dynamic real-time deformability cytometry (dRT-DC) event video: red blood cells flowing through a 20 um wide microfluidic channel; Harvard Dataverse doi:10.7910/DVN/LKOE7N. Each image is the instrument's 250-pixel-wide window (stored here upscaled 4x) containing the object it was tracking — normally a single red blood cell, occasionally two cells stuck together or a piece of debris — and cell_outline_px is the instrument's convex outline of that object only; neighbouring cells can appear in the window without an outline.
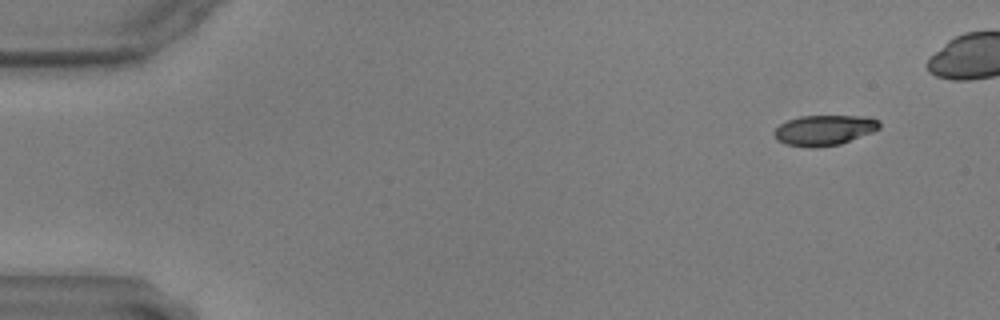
{"species": "common noctule bat (a hibernating species)", "species_latin": "Nyctalus noctula", "temperature_condition": "warm", "stored_images_in_passage": 53, "camera_frame_rate_fps": 3000, "um_per_image_px": 0.085, "animal": {"sex": "male", "body_mass_g": 17.9, "forearm_length_mm": 54.2}, "frame": {"image": 1, "passage_image": 5, "time_ms": 1.333, "image_size_px": [1000, 320], "cell_outline_px": [[880, 128], [872, 132], [840, 144], [812, 148], [784, 144], [776, 140], [772, 132], [780, 124], [788, 120], [800, 116], [864, 116], [880, 120]], "centroid_in_image_um": [70.03, 11.07], "position_along_channel_um": 15.0, "area_um2": 18.67}}
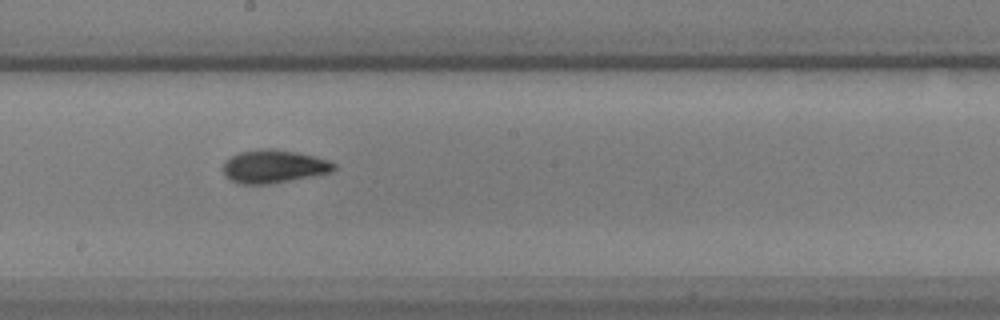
{"frame": {"image": 2, "passage_image": 33, "time_ms": 10.667, "image_size_px": [1000, 320], "cell_outline_px": [[336, 168], [332, 172], [272, 184], [240, 184], [224, 176], [224, 160], [240, 152], [260, 148], [276, 148], [316, 156], [328, 160], [336, 164]], "centroid_in_image_um": [23.28, 14.14], "position_along_channel_um": 224.9, "area_um2": 21.62}}
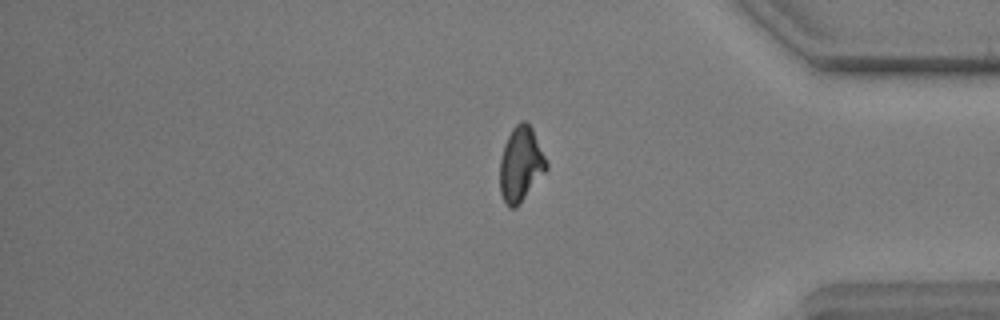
{"frame": {"image": 3, "passage_image": 49, "time_ms": 16.0, "image_size_px": [1000, 320], "cell_outline_px": [[548, 168], [520, 204], [516, 208], [508, 208], [500, 192], [500, 160], [504, 144], [512, 128], [520, 120], [524, 120], [532, 128], [548, 164]], "centroid_in_image_um": [44.25, 13.97], "position_along_channel_um": 390.9, "area_um2": 20.23}}